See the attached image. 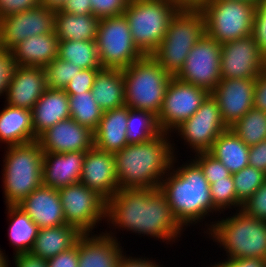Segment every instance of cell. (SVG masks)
<instances>
[{
    "label": "cell",
    "instance_id": "35",
    "mask_svg": "<svg viewBox=\"0 0 266 267\" xmlns=\"http://www.w3.org/2000/svg\"><path fill=\"white\" fill-rule=\"evenodd\" d=\"M70 117L80 125L86 126L93 132L98 128L103 110L93 98L92 92L67 94Z\"/></svg>",
    "mask_w": 266,
    "mask_h": 267
},
{
    "label": "cell",
    "instance_id": "10",
    "mask_svg": "<svg viewBox=\"0 0 266 267\" xmlns=\"http://www.w3.org/2000/svg\"><path fill=\"white\" fill-rule=\"evenodd\" d=\"M95 42L101 67L123 69L144 56L133 42L124 14L101 18Z\"/></svg>",
    "mask_w": 266,
    "mask_h": 267
},
{
    "label": "cell",
    "instance_id": "24",
    "mask_svg": "<svg viewBox=\"0 0 266 267\" xmlns=\"http://www.w3.org/2000/svg\"><path fill=\"white\" fill-rule=\"evenodd\" d=\"M34 141L46 130L70 118L68 95L64 90L47 88L32 108Z\"/></svg>",
    "mask_w": 266,
    "mask_h": 267
},
{
    "label": "cell",
    "instance_id": "47",
    "mask_svg": "<svg viewBox=\"0 0 266 267\" xmlns=\"http://www.w3.org/2000/svg\"><path fill=\"white\" fill-rule=\"evenodd\" d=\"M47 267H78V244L71 249L47 259Z\"/></svg>",
    "mask_w": 266,
    "mask_h": 267
},
{
    "label": "cell",
    "instance_id": "30",
    "mask_svg": "<svg viewBox=\"0 0 266 267\" xmlns=\"http://www.w3.org/2000/svg\"><path fill=\"white\" fill-rule=\"evenodd\" d=\"M8 240L14 248L13 256L25 254L33 249L39 228L18 205L6 206Z\"/></svg>",
    "mask_w": 266,
    "mask_h": 267
},
{
    "label": "cell",
    "instance_id": "26",
    "mask_svg": "<svg viewBox=\"0 0 266 267\" xmlns=\"http://www.w3.org/2000/svg\"><path fill=\"white\" fill-rule=\"evenodd\" d=\"M59 38L55 32L34 35L15 45L11 51L17 66L46 67L58 57Z\"/></svg>",
    "mask_w": 266,
    "mask_h": 267
},
{
    "label": "cell",
    "instance_id": "8",
    "mask_svg": "<svg viewBox=\"0 0 266 267\" xmlns=\"http://www.w3.org/2000/svg\"><path fill=\"white\" fill-rule=\"evenodd\" d=\"M177 11L170 0H129L123 14L143 55L151 56L157 50Z\"/></svg>",
    "mask_w": 266,
    "mask_h": 267
},
{
    "label": "cell",
    "instance_id": "17",
    "mask_svg": "<svg viewBox=\"0 0 266 267\" xmlns=\"http://www.w3.org/2000/svg\"><path fill=\"white\" fill-rule=\"evenodd\" d=\"M255 84L256 78L221 79L211 92L228 128L253 107Z\"/></svg>",
    "mask_w": 266,
    "mask_h": 267
},
{
    "label": "cell",
    "instance_id": "15",
    "mask_svg": "<svg viewBox=\"0 0 266 267\" xmlns=\"http://www.w3.org/2000/svg\"><path fill=\"white\" fill-rule=\"evenodd\" d=\"M55 12L46 6L25 10L0 19V49L11 50L34 35L54 32Z\"/></svg>",
    "mask_w": 266,
    "mask_h": 267
},
{
    "label": "cell",
    "instance_id": "38",
    "mask_svg": "<svg viewBox=\"0 0 266 267\" xmlns=\"http://www.w3.org/2000/svg\"><path fill=\"white\" fill-rule=\"evenodd\" d=\"M237 199L243 204L266 180V174L255 167L247 166L232 174Z\"/></svg>",
    "mask_w": 266,
    "mask_h": 267
},
{
    "label": "cell",
    "instance_id": "49",
    "mask_svg": "<svg viewBox=\"0 0 266 267\" xmlns=\"http://www.w3.org/2000/svg\"><path fill=\"white\" fill-rule=\"evenodd\" d=\"M253 107L266 112V67L256 78Z\"/></svg>",
    "mask_w": 266,
    "mask_h": 267
},
{
    "label": "cell",
    "instance_id": "29",
    "mask_svg": "<svg viewBox=\"0 0 266 267\" xmlns=\"http://www.w3.org/2000/svg\"><path fill=\"white\" fill-rule=\"evenodd\" d=\"M82 234L76 226L70 224L39 229L30 252L43 259H50L74 247Z\"/></svg>",
    "mask_w": 266,
    "mask_h": 267
},
{
    "label": "cell",
    "instance_id": "42",
    "mask_svg": "<svg viewBox=\"0 0 266 267\" xmlns=\"http://www.w3.org/2000/svg\"><path fill=\"white\" fill-rule=\"evenodd\" d=\"M251 36L266 58V0H262L255 9Z\"/></svg>",
    "mask_w": 266,
    "mask_h": 267
},
{
    "label": "cell",
    "instance_id": "2",
    "mask_svg": "<svg viewBox=\"0 0 266 267\" xmlns=\"http://www.w3.org/2000/svg\"><path fill=\"white\" fill-rule=\"evenodd\" d=\"M178 157L181 156H174L172 165L162 179L159 189L166 196L173 216L184 230L202 223L200 230L204 232L201 233L207 234L214 220L205 221V219H209L211 214L218 217L220 215L213 206L209 182L200 166L191 157L183 161L182 165H179ZM203 221H205L204 224Z\"/></svg>",
    "mask_w": 266,
    "mask_h": 267
},
{
    "label": "cell",
    "instance_id": "6",
    "mask_svg": "<svg viewBox=\"0 0 266 267\" xmlns=\"http://www.w3.org/2000/svg\"><path fill=\"white\" fill-rule=\"evenodd\" d=\"M122 72L125 106L146 110L158 116L172 76L152 56L146 55L123 68Z\"/></svg>",
    "mask_w": 266,
    "mask_h": 267
},
{
    "label": "cell",
    "instance_id": "57",
    "mask_svg": "<svg viewBox=\"0 0 266 267\" xmlns=\"http://www.w3.org/2000/svg\"><path fill=\"white\" fill-rule=\"evenodd\" d=\"M224 1H244V2H247V3H250L254 6H258V4L262 1V0H224Z\"/></svg>",
    "mask_w": 266,
    "mask_h": 267
},
{
    "label": "cell",
    "instance_id": "34",
    "mask_svg": "<svg viewBox=\"0 0 266 267\" xmlns=\"http://www.w3.org/2000/svg\"><path fill=\"white\" fill-rule=\"evenodd\" d=\"M126 138L128 144L148 142L161 133L157 116L146 110L128 107Z\"/></svg>",
    "mask_w": 266,
    "mask_h": 267
},
{
    "label": "cell",
    "instance_id": "46",
    "mask_svg": "<svg viewBox=\"0 0 266 267\" xmlns=\"http://www.w3.org/2000/svg\"><path fill=\"white\" fill-rule=\"evenodd\" d=\"M40 5V0H0V19Z\"/></svg>",
    "mask_w": 266,
    "mask_h": 267
},
{
    "label": "cell",
    "instance_id": "3",
    "mask_svg": "<svg viewBox=\"0 0 266 267\" xmlns=\"http://www.w3.org/2000/svg\"><path fill=\"white\" fill-rule=\"evenodd\" d=\"M172 137L161 132L148 142L128 144L114 153L119 189L159 188L174 156L180 155Z\"/></svg>",
    "mask_w": 266,
    "mask_h": 267
},
{
    "label": "cell",
    "instance_id": "54",
    "mask_svg": "<svg viewBox=\"0 0 266 267\" xmlns=\"http://www.w3.org/2000/svg\"><path fill=\"white\" fill-rule=\"evenodd\" d=\"M177 10L202 11L210 0H170Z\"/></svg>",
    "mask_w": 266,
    "mask_h": 267
},
{
    "label": "cell",
    "instance_id": "56",
    "mask_svg": "<svg viewBox=\"0 0 266 267\" xmlns=\"http://www.w3.org/2000/svg\"><path fill=\"white\" fill-rule=\"evenodd\" d=\"M11 261L9 260V258L6 256V253L3 252L0 248V267H13L12 265H10Z\"/></svg>",
    "mask_w": 266,
    "mask_h": 267
},
{
    "label": "cell",
    "instance_id": "16",
    "mask_svg": "<svg viewBox=\"0 0 266 267\" xmlns=\"http://www.w3.org/2000/svg\"><path fill=\"white\" fill-rule=\"evenodd\" d=\"M221 79L257 78L266 67V58L250 35L221 44Z\"/></svg>",
    "mask_w": 266,
    "mask_h": 267
},
{
    "label": "cell",
    "instance_id": "52",
    "mask_svg": "<svg viewBox=\"0 0 266 267\" xmlns=\"http://www.w3.org/2000/svg\"><path fill=\"white\" fill-rule=\"evenodd\" d=\"M13 266L15 267H47V260L35 256L31 252L13 256Z\"/></svg>",
    "mask_w": 266,
    "mask_h": 267
},
{
    "label": "cell",
    "instance_id": "21",
    "mask_svg": "<svg viewBox=\"0 0 266 267\" xmlns=\"http://www.w3.org/2000/svg\"><path fill=\"white\" fill-rule=\"evenodd\" d=\"M46 89L44 67L17 66L6 92L5 104L32 110Z\"/></svg>",
    "mask_w": 266,
    "mask_h": 267
},
{
    "label": "cell",
    "instance_id": "50",
    "mask_svg": "<svg viewBox=\"0 0 266 267\" xmlns=\"http://www.w3.org/2000/svg\"><path fill=\"white\" fill-rule=\"evenodd\" d=\"M151 259V260H150ZM143 257L138 255V257H135L132 255H126V250L121 259L119 260V263L117 267H165L163 264L161 265L160 261L159 263L153 260L152 258Z\"/></svg>",
    "mask_w": 266,
    "mask_h": 267
},
{
    "label": "cell",
    "instance_id": "7",
    "mask_svg": "<svg viewBox=\"0 0 266 267\" xmlns=\"http://www.w3.org/2000/svg\"><path fill=\"white\" fill-rule=\"evenodd\" d=\"M205 34L203 11L178 10L170 21L165 37L151 56L170 76L175 77L193 46Z\"/></svg>",
    "mask_w": 266,
    "mask_h": 267
},
{
    "label": "cell",
    "instance_id": "19",
    "mask_svg": "<svg viewBox=\"0 0 266 267\" xmlns=\"http://www.w3.org/2000/svg\"><path fill=\"white\" fill-rule=\"evenodd\" d=\"M80 182L108 201L119 190L114 153L95 147L87 150Z\"/></svg>",
    "mask_w": 266,
    "mask_h": 267
},
{
    "label": "cell",
    "instance_id": "18",
    "mask_svg": "<svg viewBox=\"0 0 266 267\" xmlns=\"http://www.w3.org/2000/svg\"><path fill=\"white\" fill-rule=\"evenodd\" d=\"M37 142L43 152H82L94 147V132L70 117L42 133Z\"/></svg>",
    "mask_w": 266,
    "mask_h": 267
},
{
    "label": "cell",
    "instance_id": "25",
    "mask_svg": "<svg viewBox=\"0 0 266 267\" xmlns=\"http://www.w3.org/2000/svg\"><path fill=\"white\" fill-rule=\"evenodd\" d=\"M128 106H122L103 112L98 128L94 131V147L110 153L119 152L128 141L127 131Z\"/></svg>",
    "mask_w": 266,
    "mask_h": 267
},
{
    "label": "cell",
    "instance_id": "33",
    "mask_svg": "<svg viewBox=\"0 0 266 267\" xmlns=\"http://www.w3.org/2000/svg\"><path fill=\"white\" fill-rule=\"evenodd\" d=\"M58 57L82 69L101 68L95 40H59Z\"/></svg>",
    "mask_w": 266,
    "mask_h": 267
},
{
    "label": "cell",
    "instance_id": "39",
    "mask_svg": "<svg viewBox=\"0 0 266 267\" xmlns=\"http://www.w3.org/2000/svg\"><path fill=\"white\" fill-rule=\"evenodd\" d=\"M81 70L82 68L72 62H67L59 57L53 59L45 67L47 88L64 90L71 78Z\"/></svg>",
    "mask_w": 266,
    "mask_h": 267
},
{
    "label": "cell",
    "instance_id": "36",
    "mask_svg": "<svg viewBox=\"0 0 266 267\" xmlns=\"http://www.w3.org/2000/svg\"><path fill=\"white\" fill-rule=\"evenodd\" d=\"M247 146L266 140V112L252 107L229 127Z\"/></svg>",
    "mask_w": 266,
    "mask_h": 267
},
{
    "label": "cell",
    "instance_id": "32",
    "mask_svg": "<svg viewBox=\"0 0 266 267\" xmlns=\"http://www.w3.org/2000/svg\"><path fill=\"white\" fill-rule=\"evenodd\" d=\"M100 18L95 15H74L55 12L54 32L59 40H95Z\"/></svg>",
    "mask_w": 266,
    "mask_h": 267
},
{
    "label": "cell",
    "instance_id": "13",
    "mask_svg": "<svg viewBox=\"0 0 266 267\" xmlns=\"http://www.w3.org/2000/svg\"><path fill=\"white\" fill-rule=\"evenodd\" d=\"M220 57L221 44L205 34L193 46L175 77L211 93L221 80Z\"/></svg>",
    "mask_w": 266,
    "mask_h": 267
},
{
    "label": "cell",
    "instance_id": "20",
    "mask_svg": "<svg viewBox=\"0 0 266 267\" xmlns=\"http://www.w3.org/2000/svg\"><path fill=\"white\" fill-rule=\"evenodd\" d=\"M76 243L78 267H117L125 253L122 243L103 231L83 233Z\"/></svg>",
    "mask_w": 266,
    "mask_h": 267
},
{
    "label": "cell",
    "instance_id": "40",
    "mask_svg": "<svg viewBox=\"0 0 266 267\" xmlns=\"http://www.w3.org/2000/svg\"><path fill=\"white\" fill-rule=\"evenodd\" d=\"M192 159L200 166L203 171V174L209 185L214 183L216 180H221L231 175L230 171L212 156L208 151L207 152H199L192 154Z\"/></svg>",
    "mask_w": 266,
    "mask_h": 267
},
{
    "label": "cell",
    "instance_id": "41",
    "mask_svg": "<svg viewBox=\"0 0 266 267\" xmlns=\"http://www.w3.org/2000/svg\"><path fill=\"white\" fill-rule=\"evenodd\" d=\"M241 210L250 217L266 222V180L255 193L243 203Z\"/></svg>",
    "mask_w": 266,
    "mask_h": 267
},
{
    "label": "cell",
    "instance_id": "12",
    "mask_svg": "<svg viewBox=\"0 0 266 267\" xmlns=\"http://www.w3.org/2000/svg\"><path fill=\"white\" fill-rule=\"evenodd\" d=\"M228 129L222 119L216 99L211 95L203 101L199 109L186 121L176 127L171 135L180 136L189 152H207L218 136ZM182 139V140H181Z\"/></svg>",
    "mask_w": 266,
    "mask_h": 267
},
{
    "label": "cell",
    "instance_id": "23",
    "mask_svg": "<svg viewBox=\"0 0 266 267\" xmlns=\"http://www.w3.org/2000/svg\"><path fill=\"white\" fill-rule=\"evenodd\" d=\"M85 152H44L42 185L59 189L80 182Z\"/></svg>",
    "mask_w": 266,
    "mask_h": 267
},
{
    "label": "cell",
    "instance_id": "48",
    "mask_svg": "<svg viewBox=\"0 0 266 267\" xmlns=\"http://www.w3.org/2000/svg\"><path fill=\"white\" fill-rule=\"evenodd\" d=\"M249 166L266 174V140L249 147Z\"/></svg>",
    "mask_w": 266,
    "mask_h": 267
},
{
    "label": "cell",
    "instance_id": "51",
    "mask_svg": "<svg viewBox=\"0 0 266 267\" xmlns=\"http://www.w3.org/2000/svg\"><path fill=\"white\" fill-rule=\"evenodd\" d=\"M62 12L71 13L74 15H92L90 0H66L63 5Z\"/></svg>",
    "mask_w": 266,
    "mask_h": 267
},
{
    "label": "cell",
    "instance_id": "37",
    "mask_svg": "<svg viewBox=\"0 0 266 267\" xmlns=\"http://www.w3.org/2000/svg\"><path fill=\"white\" fill-rule=\"evenodd\" d=\"M210 193L213 201V206L220 212L241 210L243 204L237 199L234 179L232 174L221 180H216L210 184ZM237 208V209H236Z\"/></svg>",
    "mask_w": 266,
    "mask_h": 267
},
{
    "label": "cell",
    "instance_id": "44",
    "mask_svg": "<svg viewBox=\"0 0 266 267\" xmlns=\"http://www.w3.org/2000/svg\"><path fill=\"white\" fill-rule=\"evenodd\" d=\"M93 15L98 18L122 15L129 0H90Z\"/></svg>",
    "mask_w": 266,
    "mask_h": 267
},
{
    "label": "cell",
    "instance_id": "31",
    "mask_svg": "<svg viewBox=\"0 0 266 267\" xmlns=\"http://www.w3.org/2000/svg\"><path fill=\"white\" fill-rule=\"evenodd\" d=\"M208 152L222 162L231 174L249 166V146L229 128L218 136Z\"/></svg>",
    "mask_w": 266,
    "mask_h": 267
},
{
    "label": "cell",
    "instance_id": "43",
    "mask_svg": "<svg viewBox=\"0 0 266 267\" xmlns=\"http://www.w3.org/2000/svg\"><path fill=\"white\" fill-rule=\"evenodd\" d=\"M99 69L100 68L82 69L73 78H71L64 91L67 94H77L91 91Z\"/></svg>",
    "mask_w": 266,
    "mask_h": 267
},
{
    "label": "cell",
    "instance_id": "27",
    "mask_svg": "<svg viewBox=\"0 0 266 267\" xmlns=\"http://www.w3.org/2000/svg\"><path fill=\"white\" fill-rule=\"evenodd\" d=\"M34 142L32 110L4 103L0 110V144L7 146Z\"/></svg>",
    "mask_w": 266,
    "mask_h": 267
},
{
    "label": "cell",
    "instance_id": "22",
    "mask_svg": "<svg viewBox=\"0 0 266 267\" xmlns=\"http://www.w3.org/2000/svg\"><path fill=\"white\" fill-rule=\"evenodd\" d=\"M19 207L32 219L39 229L67 224L58 189L41 185L32 191Z\"/></svg>",
    "mask_w": 266,
    "mask_h": 267
},
{
    "label": "cell",
    "instance_id": "5",
    "mask_svg": "<svg viewBox=\"0 0 266 267\" xmlns=\"http://www.w3.org/2000/svg\"><path fill=\"white\" fill-rule=\"evenodd\" d=\"M2 190L5 205H18L42 185L43 155L37 141L4 146Z\"/></svg>",
    "mask_w": 266,
    "mask_h": 267
},
{
    "label": "cell",
    "instance_id": "28",
    "mask_svg": "<svg viewBox=\"0 0 266 267\" xmlns=\"http://www.w3.org/2000/svg\"><path fill=\"white\" fill-rule=\"evenodd\" d=\"M98 106L112 110L125 105V86L122 69L101 67L91 89Z\"/></svg>",
    "mask_w": 266,
    "mask_h": 267
},
{
    "label": "cell",
    "instance_id": "14",
    "mask_svg": "<svg viewBox=\"0 0 266 267\" xmlns=\"http://www.w3.org/2000/svg\"><path fill=\"white\" fill-rule=\"evenodd\" d=\"M210 93L201 87L172 77L164 96L163 105L157 116L161 132L170 133L190 118Z\"/></svg>",
    "mask_w": 266,
    "mask_h": 267
},
{
    "label": "cell",
    "instance_id": "9",
    "mask_svg": "<svg viewBox=\"0 0 266 267\" xmlns=\"http://www.w3.org/2000/svg\"><path fill=\"white\" fill-rule=\"evenodd\" d=\"M255 9L244 1L210 0L202 10L206 34L220 44L250 36Z\"/></svg>",
    "mask_w": 266,
    "mask_h": 267
},
{
    "label": "cell",
    "instance_id": "11",
    "mask_svg": "<svg viewBox=\"0 0 266 267\" xmlns=\"http://www.w3.org/2000/svg\"><path fill=\"white\" fill-rule=\"evenodd\" d=\"M58 192L67 224L82 233H98L94 229L101 221L106 224L107 201L96 191L78 182L59 188Z\"/></svg>",
    "mask_w": 266,
    "mask_h": 267
},
{
    "label": "cell",
    "instance_id": "1",
    "mask_svg": "<svg viewBox=\"0 0 266 267\" xmlns=\"http://www.w3.org/2000/svg\"><path fill=\"white\" fill-rule=\"evenodd\" d=\"M106 223L110 232L106 229L105 232L117 240L116 234L126 230L140 237L146 235L148 239L174 244L186 231L176 221L159 188L119 189L107 201Z\"/></svg>",
    "mask_w": 266,
    "mask_h": 267
},
{
    "label": "cell",
    "instance_id": "53",
    "mask_svg": "<svg viewBox=\"0 0 266 267\" xmlns=\"http://www.w3.org/2000/svg\"><path fill=\"white\" fill-rule=\"evenodd\" d=\"M266 261L257 258H225L214 264L217 267H263Z\"/></svg>",
    "mask_w": 266,
    "mask_h": 267
},
{
    "label": "cell",
    "instance_id": "58",
    "mask_svg": "<svg viewBox=\"0 0 266 267\" xmlns=\"http://www.w3.org/2000/svg\"><path fill=\"white\" fill-rule=\"evenodd\" d=\"M206 267H217L215 264H210V266H206Z\"/></svg>",
    "mask_w": 266,
    "mask_h": 267
},
{
    "label": "cell",
    "instance_id": "55",
    "mask_svg": "<svg viewBox=\"0 0 266 267\" xmlns=\"http://www.w3.org/2000/svg\"><path fill=\"white\" fill-rule=\"evenodd\" d=\"M66 0H40V4L56 12L62 9Z\"/></svg>",
    "mask_w": 266,
    "mask_h": 267
},
{
    "label": "cell",
    "instance_id": "4",
    "mask_svg": "<svg viewBox=\"0 0 266 267\" xmlns=\"http://www.w3.org/2000/svg\"><path fill=\"white\" fill-rule=\"evenodd\" d=\"M223 215L219 220L215 219L212 228L205 234L206 238H211L220 250L224 249L225 258L266 261V222L248 216L243 210L231 211L227 217Z\"/></svg>",
    "mask_w": 266,
    "mask_h": 267
},
{
    "label": "cell",
    "instance_id": "45",
    "mask_svg": "<svg viewBox=\"0 0 266 267\" xmlns=\"http://www.w3.org/2000/svg\"><path fill=\"white\" fill-rule=\"evenodd\" d=\"M16 67L12 51L0 49V97L4 99Z\"/></svg>",
    "mask_w": 266,
    "mask_h": 267
}]
</instances>
